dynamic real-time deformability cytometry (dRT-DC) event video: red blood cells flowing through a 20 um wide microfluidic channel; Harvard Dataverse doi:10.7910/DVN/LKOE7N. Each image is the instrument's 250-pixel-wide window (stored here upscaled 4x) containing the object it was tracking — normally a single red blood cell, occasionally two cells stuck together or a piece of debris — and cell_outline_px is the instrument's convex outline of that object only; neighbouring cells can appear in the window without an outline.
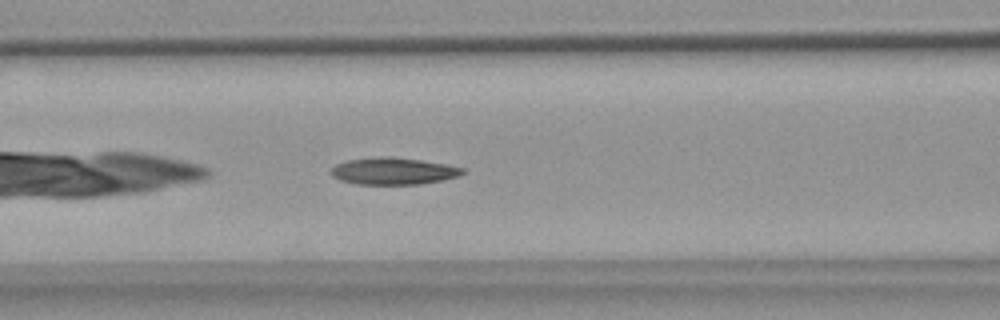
{"species": "common noctule bat (a hibernating species)", "species_latin": "Nyctalus noctula", "temperature_condition": "warm", "stored_images_in_passage": 33, "camera_frame_rate_fps": 3000, "um_per_image_px": 0.085, "animal": {"sex": "female", "body_mass_g": 18.4}, "frame": {"image": 1, "passage_image": 7, "time_ms": 2.0, "image_size_px": [1000, 320], "cell_outline_px": [[464, 172], [460, 176], [444, 180], [420, 184], [356, 184], [340, 180], [332, 176], [328, 172], [336, 164], [348, 160], [380, 156], [388, 156], [420, 160], [444, 164], [464, 168]], "centroid_in_image_um": [33.41, 14.55], "position_along_channel_um": 133.2, "area_um2": 20.69}}
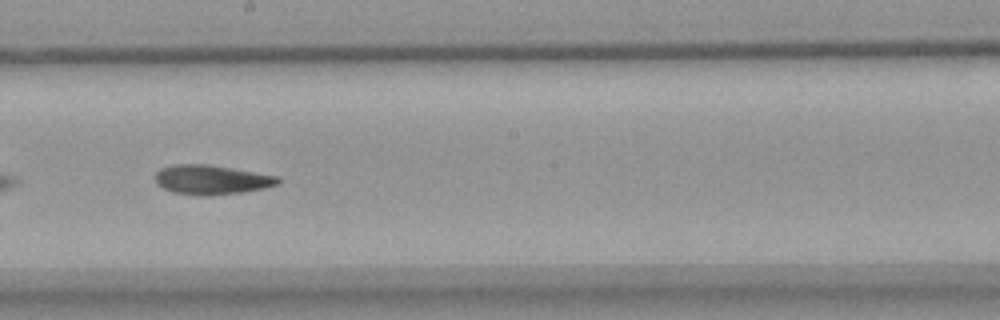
{"frame": {"image": 2, "passage_image": 15, "time_ms": 4.667, "image_size_px": [1000, 320], "cell_outline_px": [[280, 180], [276, 184], [264, 188], [240, 192], [208, 196], [200, 196], [172, 192], [156, 184], [156, 172], [160, 168], [172, 164], [208, 164], [280, 176]], "centroid_in_image_um": [17.95, 15.27], "position_along_channel_um": 230.3, "area_um2": 21.1}}
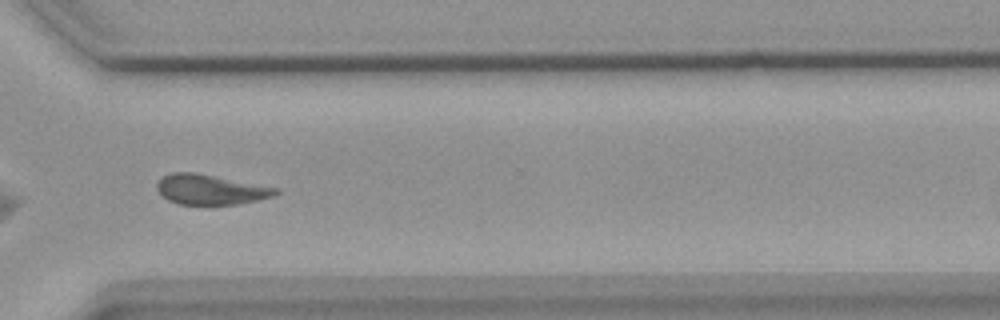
{"frame": {"image": 3, "passage_image": 25, "time_ms": 8.0, "image_size_px": [1000, 320], "cell_outline_px": [[280, 192], [276, 196], [236, 204], [180, 204], [168, 200], [156, 188], [156, 184], [164, 176], [172, 172], [196, 172], [280, 188]], "centroid_in_image_um": [17.94, 16.1], "position_along_channel_um": 352.7, "area_um2": 20.75}, "authors_computed_cell_mechanics": {"area_um2": 20.9236, "velocity_mm_per_s": 3.6585, "shape_relaxation_time_tau1_ms": 6.381, "shape_relaxation_time_tau2_ms": 7.6094, "deformation_change_tau1": 0.1536, "deformation_change_tau2": 0.173}}